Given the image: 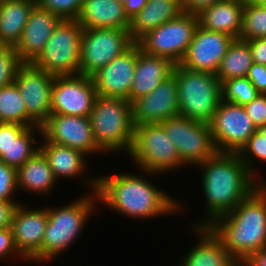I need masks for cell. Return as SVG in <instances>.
Returning a JSON list of instances; mask_svg holds the SVG:
<instances>
[{
	"label": "cell",
	"mask_w": 266,
	"mask_h": 266,
	"mask_svg": "<svg viewBox=\"0 0 266 266\" xmlns=\"http://www.w3.org/2000/svg\"><path fill=\"white\" fill-rule=\"evenodd\" d=\"M92 191L108 209L124 216L145 219L182 211L176 198L151 184L143 175L120 173L88 179ZM181 210V211H180Z\"/></svg>",
	"instance_id": "6da1fadb"
},
{
	"label": "cell",
	"mask_w": 266,
	"mask_h": 266,
	"mask_svg": "<svg viewBox=\"0 0 266 266\" xmlns=\"http://www.w3.org/2000/svg\"><path fill=\"white\" fill-rule=\"evenodd\" d=\"M198 166L203 172L202 189L208 215L206 214L203 222L194 226H210L262 185L261 181H256L258 179L249 171L238 153L216 152Z\"/></svg>",
	"instance_id": "7a4b0ae2"
},
{
	"label": "cell",
	"mask_w": 266,
	"mask_h": 266,
	"mask_svg": "<svg viewBox=\"0 0 266 266\" xmlns=\"http://www.w3.org/2000/svg\"><path fill=\"white\" fill-rule=\"evenodd\" d=\"M238 263L266 247V182L210 226Z\"/></svg>",
	"instance_id": "3957f363"
},
{
	"label": "cell",
	"mask_w": 266,
	"mask_h": 266,
	"mask_svg": "<svg viewBox=\"0 0 266 266\" xmlns=\"http://www.w3.org/2000/svg\"><path fill=\"white\" fill-rule=\"evenodd\" d=\"M179 116L209 124L222 101V86L215 74L175 64Z\"/></svg>",
	"instance_id": "277c9868"
},
{
	"label": "cell",
	"mask_w": 266,
	"mask_h": 266,
	"mask_svg": "<svg viewBox=\"0 0 266 266\" xmlns=\"http://www.w3.org/2000/svg\"><path fill=\"white\" fill-rule=\"evenodd\" d=\"M89 120L95 142L103 152H130L134 139L132 103L122 98L97 96Z\"/></svg>",
	"instance_id": "5b68a950"
},
{
	"label": "cell",
	"mask_w": 266,
	"mask_h": 266,
	"mask_svg": "<svg viewBox=\"0 0 266 266\" xmlns=\"http://www.w3.org/2000/svg\"><path fill=\"white\" fill-rule=\"evenodd\" d=\"M93 194L60 208H47L48 221L42 240L41 262L56 258L81 235L89 215L94 212V204L99 200L97 191Z\"/></svg>",
	"instance_id": "8992f818"
},
{
	"label": "cell",
	"mask_w": 266,
	"mask_h": 266,
	"mask_svg": "<svg viewBox=\"0 0 266 266\" xmlns=\"http://www.w3.org/2000/svg\"><path fill=\"white\" fill-rule=\"evenodd\" d=\"M128 154L141 169V174L158 175L185 166L160 123L134 126L133 145Z\"/></svg>",
	"instance_id": "52a82bcc"
},
{
	"label": "cell",
	"mask_w": 266,
	"mask_h": 266,
	"mask_svg": "<svg viewBox=\"0 0 266 266\" xmlns=\"http://www.w3.org/2000/svg\"><path fill=\"white\" fill-rule=\"evenodd\" d=\"M82 32L77 20H62L32 64L53 76L79 75Z\"/></svg>",
	"instance_id": "ba28073f"
},
{
	"label": "cell",
	"mask_w": 266,
	"mask_h": 266,
	"mask_svg": "<svg viewBox=\"0 0 266 266\" xmlns=\"http://www.w3.org/2000/svg\"><path fill=\"white\" fill-rule=\"evenodd\" d=\"M197 26L198 17L195 13L182 12L176 18L148 31L136 43L147 54L165 57L179 64Z\"/></svg>",
	"instance_id": "9c48e42d"
},
{
	"label": "cell",
	"mask_w": 266,
	"mask_h": 266,
	"mask_svg": "<svg viewBox=\"0 0 266 266\" xmlns=\"http://www.w3.org/2000/svg\"><path fill=\"white\" fill-rule=\"evenodd\" d=\"M134 43L128 30L83 29L79 74L91 76L122 55Z\"/></svg>",
	"instance_id": "30bf717a"
},
{
	"label": "cell",
	"mask_w": 266,
	"mask_h": 266,
	"mask_svg": "<svg viewBox=\"0 0 266 266\" xmlns=\"http://www.w3.org/2000/svg\"><path fill=\"white\" fill-rule=\"evenodd\" d=\"M160 124L185 165L196 166L217 152L207 123L176 116Z\"/></svg>",
	"instance_id": "8fae6325"
},
{
	"label": "cell",
	"mask_w": 266,
	"mask_h": 266,
	"mask_svg": "<svg viewBox=\"0 0 266 266\" xmlns=\"http://www.w3.org/2000/svg\"><path fill=\"white\" fill-rule=\"evenodd\" d=\"M217 152L239 153L258 130L244 106L222 100L209 123Z\"/></svg>",
	"instance_id": "7c38bea8"
},
{
	"label": "cell",
	"mask_w": 266,
	"mask_h": 266,
	"mask_svg": "<svg viewBox=\"0 0 266 266\" xmlns=\"http://www.w3.org/2000/svg\"><path fill=\"white\" fill-rule=\"evenodd\" d=\"M98 96L90 76H55L51 114L89 117Z\"/></svg>",
	"instance_id": "4fadbf2b"
},
{
	"label": "cell",
	"mask_w": 266,
	"mask_h": 266,
	"mask_svg": "<svg viewBox=\"0 0 266 266\" xmlns=\"http://www.w3.org/2000/svg\"><path fill=\"white\" fill-rule=\"evenodd\" d=\"M55 76L23 63L16 73V85L24 100L27 115L41 126L51 115V89Z\"/></svg>",
	"instance_id": "5bb4252c"
},
{
	"label": "cell",
	"mask_w": 266,
	"mask_h": 266,
	"mask_svg": "<svg viewBox=\"0 0 266 266\" xmlns=\"http://www.w3.org/2000/svg\"><path fill=\"white\" fill-rule=\"evenodd\" d=\"M48 142L79 150L85 155L103 152L94 139L89 117L51 114L41 125Z\"/></svg>",
	"instance_id": "9a60e30c"
},
{
	"label": "cell",
	"mask_w": 266,
	"mask_h": 266,
	"mask_svg": "<svg viewBox=\"0 0 266 266\" xmlns=\"http://www.w3.org/2000/svg\"><path fill=\"white\" fill-rule=\"evenodd\" d=\"M234 39L198 25L187 52L179 64L190 70L216 75L222 58Z\"/></svg>",
	"instance_id": "2e32d148"
},
{
	"label": "cell",
	"mask_w": 266,
	"mask_h": 266,
	"mask_svg": "<svg viewBox=\"0 0 266 266\" xmlns=\"http://www.w3.org/2000/svg\"><path fill=\"white\" fill-rule=\"evenodd\" d=\"M140 49L135 42L122 55L90 76L98 96L122 98L129 101L137 54Z\"/></svg>",
	"instance_id": "e0dca14e"
},
{
	"label": "cell",
	"mask_w": 266,
	"mask_h": 266,
	"mask_svg": "<svg viewBox=\"0 0 266 266\" xmlns=\"http://www.w3.org/2000/svg\"><path fill=\"white\" fill-rule=\"evenodd\" d=\"M47 209H30L20 203L12 219L15 246L25 261L41 263V248L47 227Z\"/></svg>",
	"instance_id": "ac0fdd59"
},
{
	"label": "cell",
	"mask_w": 266,
	"mask_h": 266,
	"mask_svg": "<svg viewBox=\"0 0 266 266\" xmlns=\"http://www.w3.org/2000/svg\"><path fill=\"white\" fill-rule=\"evenodd\" d=\"M179 116L176 79L172 75L151 93L132 102L134 126L156 124Z\"/></svg>",
	"instance_id": "d6986e66"
},
{
	"label": "cell",
	"mask_w": 266,
	"mask_h": 266,
	"mask_svg": "<svg viewBox=\"0 0 266 266\" xmlns=\"http://www.w3.org/2000/svg\"><path fill=\"white\" fill-rule=\"evenodd\" d=\"M62 19L36 4L18 44L14 47L22 63H33Z\"/></svg>",
	"instance_id": "ffe728a7"
},
{
	"label": "cell",
	"mask_w": 266,
	"mask_h": 266,
	"mask_svg": "<svg viewBox=\"0 0 266 266\" xmlns=\"http://www.w3.org/2000/svg\"><path fill=\"white\" fill-rule=\"evenodd\" d=\"M42 135L41 126L26 127L17 123L0 122V162L19 169L39 151L34 146L35 131Z\"/></svg>",
	"instance_id": "44dd1931"
},
{
	"label": "cell",
	"mask_w": 266,
	"mask_h": 266,
	"mask_svg": "<svg viewBox=\"0 0 266 266\" xmlns=\"http://www.w3.org/2000/svg\"><path fill=\"white\" fill-rule=\"evenodd\" d=\"M175 64L165 57H158L139 50L129 102L151 93L160 83L173 74Z\"/></svg>",
	"instance_id": "7402d4cb"
},
{
	"label": "cell",
	"mask_w": 266,
	"mask_h": 266,
	"mask_svg": "<svg viewBox=\"0 0 266 266\" xmlns=\"http://www.w3.org/2000/svg\"><path fill=\"white\" fill-rule=\"evenodd\" d=\"M245 0H220L201 9L196 15L204 29L240 38Z\"/></svg>",
	"instance_id": "603a6c76"
},
{
	"label": "cell",
	"mask_w": 266,
	"mask_h": 266,
	"mask_svg": "<svg viewBox=\"0 0 266 266\" xmlns=\"http://www.w3.org/2000/svg\"><path fill=\"white\" fill-rule=\"evenodd\" d=\"M192 231L199 233L200 239L179 266H237L239 263L225 248L222 240L209 226H192Z\"/></svg>",
	"instance_id": "cb8c5ba5"
},
{
	"label": "cell",
	"mask_w": 266,
	"mask_h": 266,
	"mask_svg": "<svg viewBox=\"0 0 266 266\" xmlns=\"http://www.w3.org/2000/svg\"><path fill=\"white\" fill-rule=\"evenodd\" d=\"M82 29H130V20L124 6L115 0H84L77 19Z\"/></svg>",
	"instance_id": "d4e9b609"
},
{
	"label": "cell",
	"mask_w": 266,
	"mask_h": 266,
	"mask_svg": "<svg viewBox=\"0 0 266 266\" xmlns=\"http://www.w3.org/2000/svg\"><path fill=\"white\" fill-rule=\"evenodd\" d=\"M182 12L181 0H147L144 8L130 20L131 39L137 42L148 31L176 18Z\"/></svg>",
	"instance_id": "484cf974"
},
{
	"label": "cell",
	"mask_w": 266,
	"mask_h": 266,
	"mask_svg": "<svg viewBox=\"0 0 266 266\" xmlns=\"http://www.w3.org/2000/svg\"><path fill=\"white\" fill-rule=\"evenodd\" d=\"M39 150L48 161L55 179L78 177L85 171L87 155L67 146L48 142L43 138Z\"/></svg>",
	"instance_id": "4316f807"
},
{
	"label": "cell",
	"mask_w": 266,
	"mask_h": 266,
	"mask_svg": "<svg viewBox=\"0 0 266 266\" xmlns=\"http://www.w3.org/2000/svg\"><path fill=\"white\" fill-rule=\"evenodd\" d=\"M36 0H0V36L15 47L22 36Z\"/></svg>",
	"instance_id": "83f0119b"
},
{
	"label": "cell",
	"mask_w": 266,
	"mask_h": 266,
	"mask_svg": "<svg viewBox=\"0 0 266 266\" xmlns=\"http://www.w3.org/2000/svg\"><path fill=\"white\" fill-rule=\"evenodd\" d=\"M55 179L48 161L39 150L17 170V188L47 194L53 190Z\"/></svg>",
	"instance_id": "f1b7e54d"
},
{
	"label": "cell",
	"mask_w": 266,
	"mask_h": 266,
	"mask_svg": "<svg viewBox=\"0 0 266 266\" xmlns=\"http://www.w3.org/2000/svg\"><path fill=\"white\" fill-rule=\"evenodd\" d=\"M252 64L253 59L247 41L234 39L222 58L216 77L221 84L232 78L247 77Z\"/></svg>",
	"instance_id": "f546056e"
},
{
	"label": "cell",
	"mask_w": 266,
	"mask_h": 266,
	"mask_svg": "<svg viewBox=\"0 0 266 266\" xmlns=\"http://www.w3.org/2000/svg\"><path fill=\"white\" fill-rule=\"evenodd\" d=\"M0 122L17 123L26 127L38 126L27 115L26 106L16 82L0 88Z\"/></svg>",
	"instance_id": "4dcf8cb0"
},
{
	"label": "cell",
	"mask_w": 266,
	"mask_h": 266,
	"mask_svg": "<svg viewBox=\"0 0 266 266\" xmlns=\"http://www.w3.org/2000/svg\"><path fill=\"white\" fill-rule=\"evenodd\" d=\"M240 39L252 40L266 37V7L245 0Z\"/></svg>",
	"instance_id": "1f68e13d"
},
{
	"label": "cell",
	"mask_w": 266,
	"mask_h": 266,
	"mask_svg": "<svg viewBox=\"0 0 266 266\" xmlns=\"http://www.w3.org/2000/svg\"><path fill=\"white\" fill-rule=\"evenodd\" d=\"M222 100L244 106L255 99L259 92L247 77L232 78L222 84Z\"/></svg>",
	"instance_id": "d6a6232c"
},
{
	"label": "cell",
	"mask_w": 266,
	"mask_h": 266,
	"mask_svg": "<svg viewBox=\"0 0 266 266\" xmlns=\"http://www.w3.org/2000/svg\"><path fill=\"white\" fill-rule=\"evenodd\" d=\"M243 163L249 171L256 177L253 170V160L259 159L266 162V136H263L258 130L249 138L247 144L238 153Z\"/></svg>",
	"instance_id": "836d02e7"
},
{
	"label": "cell",
	"mask_w": 266,
	"mask_h": 266,
	"mask_svg": "<svg viewBox=\"0 0 266 266\" xmlns=\"http://www.w3.org/2000/svg\"><path fill=\"white\" fill-rule=\"evenodd\" d=\"M37 4L62 20H77L84 0H36Z\"/></svg>",
	"instance_id": "e575fe53"
},
{
	"label": "cell",
	"mask_w": 266,
	"mask_h": 266,
	"mask_svg": "<svg viewBox=\"0 0 266 266\" xmlns=\"http://www.w3.org/2000/svg\"><path fill=\"white\" fill-rule=\"evenodd\" d=\"M22 64L14 47L9 46L0 53V88L15 82L16 73Z\"/></svg>",
	"instance_id": "d590c367"
},
{
	"label": "cell",
	"mask_w": 266,
	"mask_h": 266,
	"mask_svg": "<svg viewBox=\"0 0 266 266\" xmlns=\"http://www.w3.org/2000/svg\"><path fill=\"white\" fill-rule=\"evenodd\" d=\"M17 189V169L0 162V201H15L12 198Z\"/></svg>",
	"instance_id": "8d00e7d4"
},
{
	"label": "cell",
	"mask_w": 266,
	"mask_h": 266,
	"mask_svg": "<svg viewBox=\"0 0 266 266\" xmlns=\"http://www.w3.org/2000/svg\"><path fill=\"white\" fill-rule=\"evenodd\" d=\"M244 108L257 129L266 125V94L259 93L250 103L245 104Z\"/></svg>",
	"instance_id": "74e56055"
},
{
	"label": "cell",
	"mask_w": 266,
	"mask_h": 266,
	"mask_svg": "<svg viewBox=\"0 0 266 266\" xmlns=\"http://www.w3.org/2000/svg\"><path fill=\"white\" fill-rule=\"evenodd\" d=\"M15 255L17 258L22 257L15 246L12 228L0 230V257H14Z\"/></svg>",
	"instance_id": "f35d334b"
},
{
	"label": "cell",
	"mask_w": 266,
	"mask_h": 266,
	"mask_svg": "<svg viewBox=\"0 0 266 266\" xmlns=\"http://www.w3.org/2000/svg\"><path fill=\"white\" fill-rule=\"evenodd\" d=\"M247 78L259 93L266 94V65L253 63L249 68Z\"/></svg>",
	"instance_id": "ab89813d"
},
{
	"label": "cell",
	"mask_w": 266,
	"mask_h": 266,
	"mask_svg": "<svg viewBox=\"0 0 266 266\" xmlns=\"http://www.w3.org/2000/svg\"><path fill=\"white\" fill-rule=\"evenodd\" d=\"M253 63L266 65V37L247 40Z\"/></svg>",
	"instance_id": "60d3db41"
},
{
	"label": "cell",
	"mask_w": 266,
	"mask_h": 266,
	"mask_svg": "<svg viewBox=\"0 0 266 266\" xmlns=\"http://www.w3.org/2000/svg\"><path fill=\"white\" fill-rule=\"evenodd\" d=\"M18 201H0V230L11 228Z\"/></svg>",
	"instance_id": "b9f144b4"
},
{
	"label": "cell",
	"mask_w": 266,
	"mask_h": 266,
	"mask_svg": "<svg viewBox=\"0 0 266 266\" xmlns=\"http://www.w3.org/2000/svg\"><path fill=\"white\" fill-rule=\"evenodd\" d=\"M220 0H181L184 12L197 14L201 9L219 2Z\"/></svg>",
	"instance_id": "7bdbcfd3"
},
{
	"label": "cell",
	"mask_w": 266,
	"mask_h": 266,
	"mask_svg": "<svg viewBox=\"0 0 266 266\" xmlns=\"http://www.w3.org/2000/svg\"><path fill=\"white\" fill-rule=\"evenodd\" d=\"M147 0H127L124 11L129 20L135 17L146 5Z\"/></svg>",
	"instance_id": "ee69618b"
},
{
	"label": "cell",
	"mask_w": 266,
	"mask_h": 266,
	"mask_svg": "<svg viewBox=\"0 0 266 266\" xmlns=\"http://www.w3.org/2000/svg\"><path fill=\"white\" fill-rule=\"evenodd\" d=\"M243 264L245 266H266V247L252 254Z\"/></svg>",
	"instance_id": "f6af8a7d"
},
{
	"label": "cell",
	"mask_w": 266,
	"mask_h": 266,
	"mask_svg": "<svg viewBox=\"0 0 266 266\" xmlns=\"http://www.w3.org/2000/svg\"><path fill=\"white\" fill-rule=\"evenodd\" d=\"M9 45L0 36V53L5 51Z\"/></svg>",
	"instance_id": "bcb514c9"
},
{
	"label": "cell",
	"mask_w": 266,
	"mask_h": 266,
	"mask_svg": "<svg viewBox=\"0 0 266 266\" xmlns=\"http://www.w3.org/2000/svg\"><path fill=\"white\" fill-rule=\"evenodd\" d=\"M258 131H259L263 136H266V125L259 127V128H258Z\"/></svg>",
	"instance_id": "7dc6e473"
},
{
	"label": "cell",
	"mask_w": 266,
	"mask_h": 266,
	"mask_svg": "<svg viewBox=\"0 0 266 266\" xmlns=\"http://www.w3.org/2000/svg\"><path fill=\"white\" fill-rule=\"evenodd\" d=\"M252 1L256 2L257 4H260V5L266 7V0H252Z\"/></svg>",
	"instance_id": "c3c4849f"
},
{
	"label": "cell",
	"mask_w": 266,
	"mask_h": 266,
	"mask_svg": "<svg viewBox=\"0 0 266 266\" xmlns=\"http://www.w3.org/2000/svg\"><path fill=\"white\" fill-rule=\"evenodd\" d=\"M117 3L121 4V5H125L127 3V0H115Z\"/></svg>",
	"instance_id": "681fc988"
},
{
	"label": "cell",
	"mask_w": 266,
	"mask_h": 266,
	"mask_svg": "<svg viewBox=\"0 0 266 266\" xmlns=\"http://www.w3.org/2000/svg\"><path fill=\"white\" fill-rule=\"evenodd\" d=\"M237 266H245L243 263H239Z\"/></svg>",
	"instance_id": "f907efd6"
}]
</instances>
